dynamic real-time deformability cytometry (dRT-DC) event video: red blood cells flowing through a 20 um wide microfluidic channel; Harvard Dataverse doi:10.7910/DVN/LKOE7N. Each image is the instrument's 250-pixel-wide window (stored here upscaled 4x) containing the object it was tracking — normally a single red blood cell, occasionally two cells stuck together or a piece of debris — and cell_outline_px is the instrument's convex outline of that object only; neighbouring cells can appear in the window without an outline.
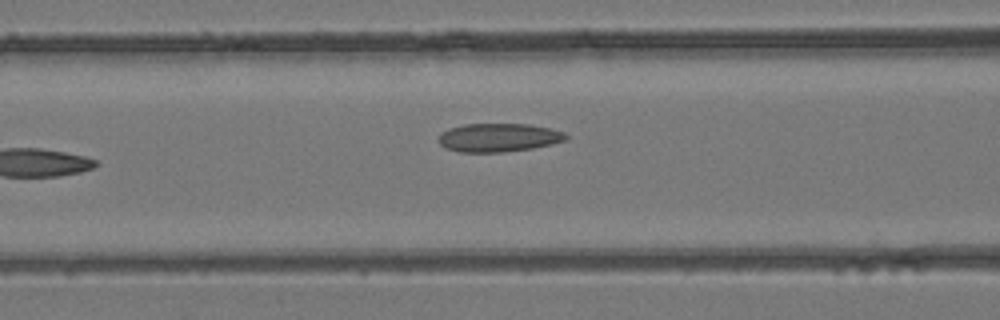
{"species": "common noctule bat (a hibernating species)", "species_latin": "Nyctalus noctula", "temperature_condition": "room temperature", "stored_images_in_passage": 6, "camera_frame_rate_fps": 3000, "um_per_image_px": 0.085, "animal": {"sex": "female", "body_mass_g": 24.6, "forearm_length_mm": 56.2}, "frame": {"image": 1, "passage_image": 6, "time_ms": 1.667, "image_size_px": [1000, 320], "cell_outline_px": [[568, 140], [552, 144], [532, 148], [504, 152], [460, 152], [448, 148], [440, 144], [436, 140], [448, 128], [464, 124], [528, 124], [548, 128], [564, 132], [568, 136]], "centroid_in_image_um": [42.4, 11.69], "position_along_channel_um": 124.2, "area_um2": 21.1}}